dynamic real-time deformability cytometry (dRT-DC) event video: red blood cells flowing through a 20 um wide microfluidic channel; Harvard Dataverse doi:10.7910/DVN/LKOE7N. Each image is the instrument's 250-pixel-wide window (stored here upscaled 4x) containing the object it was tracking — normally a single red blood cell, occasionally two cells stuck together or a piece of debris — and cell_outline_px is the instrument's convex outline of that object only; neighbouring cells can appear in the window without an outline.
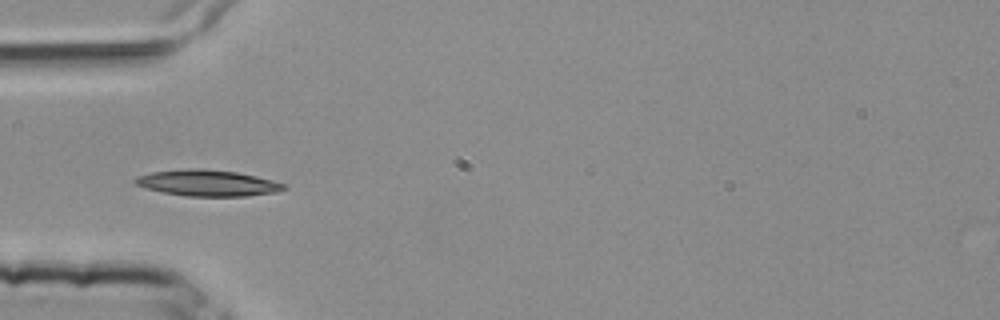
{"species": "common noctule bat (a hibernating species)", "species_latin": "Nyctalus noctula", "temperature_condition": "room temperature", "stored_images_in_passage": 3, "camera_frame_rate_fps": 3000, "um_per_image_px": 0.085, "animal": {"sex": "female", "body_mass_g": 25.1}, "frame": {"image": 1, "passage_image": 3, "time_ms": 0.667, "image_size_px": [1000, 320], "cell_outline_px": [[288, 188], [276, 192], [248, 196], [184, 196], [160, 192], [136, 184], [132, 180], [136, 176], [152, 172], [188, 168], [200, 168], [236, 172], [256, 176], [272, 180], [284, 184]], "centroid_in_image_um": [17.63, 15.55], "position_along_channel_um": 67.4, "area_um2": 22.72}}